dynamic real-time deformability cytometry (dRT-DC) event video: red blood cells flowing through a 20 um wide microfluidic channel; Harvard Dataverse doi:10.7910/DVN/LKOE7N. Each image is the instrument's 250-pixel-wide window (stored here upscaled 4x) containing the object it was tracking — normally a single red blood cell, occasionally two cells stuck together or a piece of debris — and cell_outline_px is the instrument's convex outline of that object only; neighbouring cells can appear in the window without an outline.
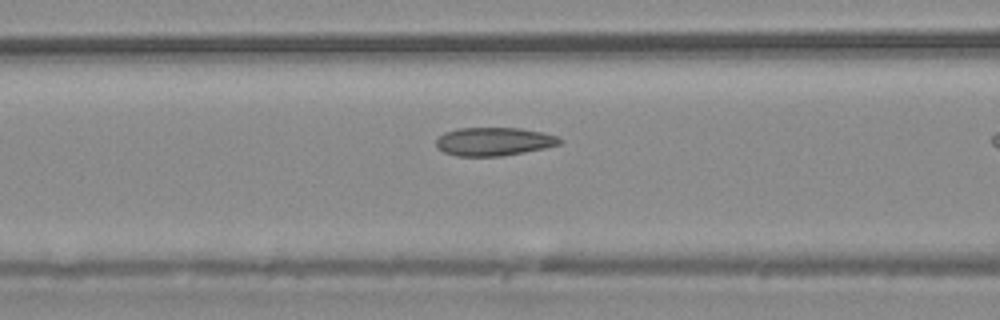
{"species": "common noctule bat (a hibernating species)", "species_latin": "Nyctalus noctula", "temperature_condition": "warm", "stored_images_in_passage": 15, "camera_frame_rate_fps": 3000, "um_per_image_px": 0.085, "animal": {"sex": "male", "body_mass_g": 20.4}, "frame": {"image": 1, "passage_image": 13, "time_ms": 4.0, "image_size_px": [1000, 320], "cell_outline_px": [[564, 140], [560, 144], [544, 148], [524, 152], [500, 156], [456, 156], [444, 152], [436, 148], [436, 140], [444, 132], [456, 128], [520, 128], [544, 132], [560, 136]], "centroid_in_image_um": [42.0, 12.02], "position_along_channel_um": 124.6, "area_um2": 20.63}}